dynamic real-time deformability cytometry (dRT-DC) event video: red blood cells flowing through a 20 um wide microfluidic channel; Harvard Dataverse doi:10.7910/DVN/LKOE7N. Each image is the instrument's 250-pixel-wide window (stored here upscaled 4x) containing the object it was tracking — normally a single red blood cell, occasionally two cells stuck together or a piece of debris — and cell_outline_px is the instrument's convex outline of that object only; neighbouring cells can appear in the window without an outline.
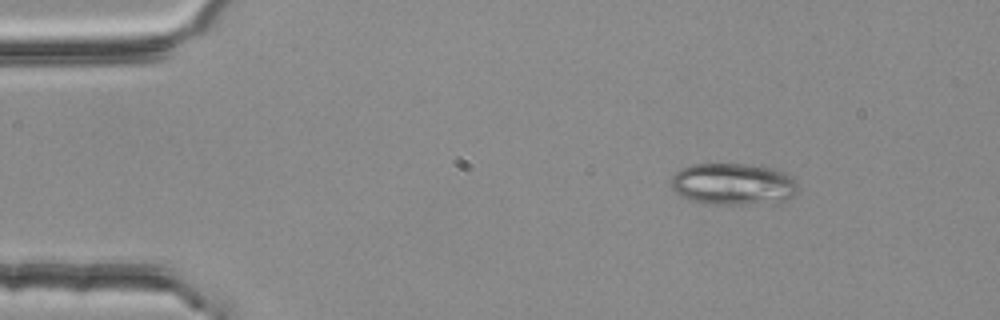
{"species": "common noctule bat (a hibernating species)", "species_latin": "Nyctalus noctula", "temperature_condition": "room temperature", "stored_images_in_passage": 3, "camera_frame_rate_fps": 3000, "um_per_image_px": 0.085, "animal": {"sex": "female", "body_mass_g": 25.1}, "frame": {"image": 1, "passage_image": 1, "time_ms": 0.0, "image_size_px": [1000, 320], "cell_outline_px": [[800, 192], [776, 204], [724, 204], [696, 200], [680, 196], [672, 188], [672, 176], [680, 168], [692, 164], [744, 164], [772, 168], [788, 172], [796, 180]], "centroid_in_image_um": [62.41, 15.64], "position_along_channel_um": 22.6, "area_um2": 31.1}}